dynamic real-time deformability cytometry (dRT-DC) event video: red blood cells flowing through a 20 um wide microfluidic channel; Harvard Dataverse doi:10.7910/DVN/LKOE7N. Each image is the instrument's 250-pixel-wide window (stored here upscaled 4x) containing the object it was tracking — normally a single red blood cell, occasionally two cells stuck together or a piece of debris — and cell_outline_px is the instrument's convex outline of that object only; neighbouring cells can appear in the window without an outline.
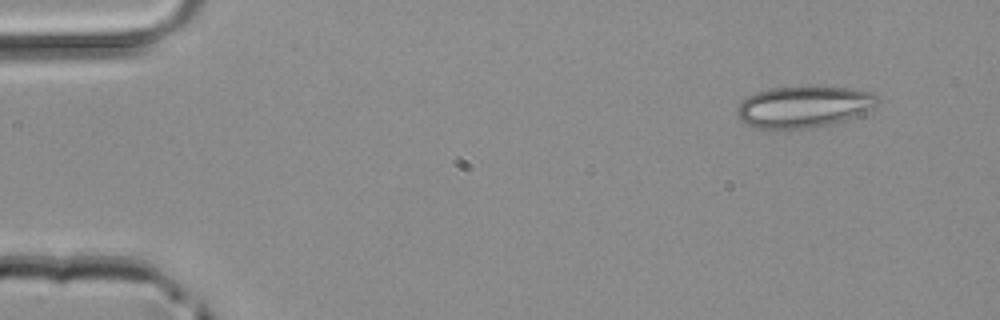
{"species": "common noctule bat (a hibernating species)", "species_latin": "Nyctalus noctula", "temperature_condition": "room temperature", "stored_images_in_passage": 3, "camera_frame_rate_fps": 3000, "um_per_image_px": 0.085, "animal": {"sex": "male", "body_mass_g": 20.4}, "frame": {"image": 1, "passage_image": 1, "time_ms": 0.0, "image_size_px": [1000, 320], "cell_outline_px": [[880, 100], [872, 108], [856, 116], [844, 120], [812, 128], [756, 128], [740, 120], [736, 112], [736, 108], [748, 96], [756, 92], [768, 88], [852, 88], [872, 92]], "centroid_in_image_um": [68.31, 9.08], "position_along_channel_um": 16.7, "area_um2": 33.29}}